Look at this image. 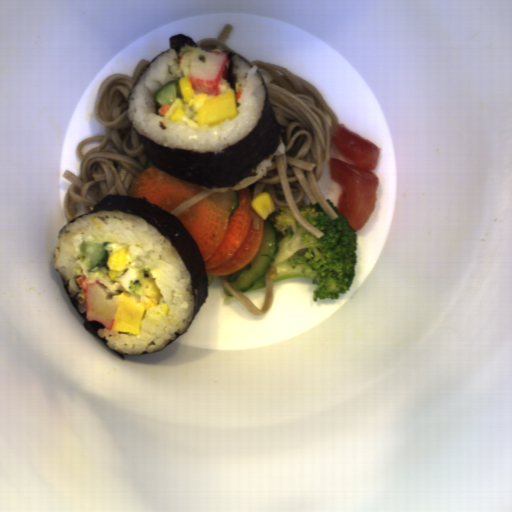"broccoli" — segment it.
I'll use <instances>...</instances> for the list:
<instances>
[{
  "mask_svg": "<svg viewBox=\"0 0 512 512\" xmlns=\"http://www.w3.org/2000/svg\"><path fill=\"white\" fill-rule=\"evenodd\" d=\"M328 206L337 215L331 219L320 203L303 199L296 203L298 214L320 231L316 237L303 228L288 207L279 208L272 227L281 233L275 259L270 263L277 271L274 282L285 278H311L316 285L313 302L338 300L347 295L357 267V230L339 212L330 199Z\"/></svg>",
  "mask_w": 512,
  "mask_h": 512,
  "instance_id": "obj_1",
  "label": "broccoli"
},
{
  "mask_svg": "<svg viewBox=\"0 0 512 512\" xmlns=\"http://www.w3.org/2000/svg\"><path fill=\"white\" fill-rule=\"evenodd\" d=\"M265 285H266V275L264 277H262L261 279H259L254 286H252L249 290H247L245 292L247 293V292H251V291H256L260 288L265 287Z\"/></svg>",
  "mask_w": 512,
  "mask_h": 512,
  "instance_id": "obj_2",
  "label": "broccoli"
}]
</instances>
